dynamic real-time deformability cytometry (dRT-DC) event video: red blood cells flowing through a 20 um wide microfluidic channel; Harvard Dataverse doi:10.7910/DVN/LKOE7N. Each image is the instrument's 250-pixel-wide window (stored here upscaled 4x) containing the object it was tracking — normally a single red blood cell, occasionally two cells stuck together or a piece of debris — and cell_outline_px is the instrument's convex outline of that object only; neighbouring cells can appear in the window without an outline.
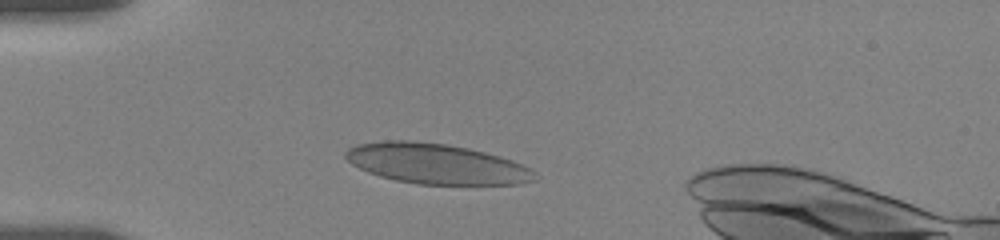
{"species": "human", "species_latin": "Homo sapiens", "temperature_condition": "room temperature", "stored_images_in_passage": 33, "camera_frame_rate_fps": 3000, "um_per_image_px": 0.085, "donor": {"sex": "female"}, "frame": {"image": 1, "passage_image": 4, "time_ms": 2.667, "image_size_px": [1000, 240], "cell_outline_px": [[540, 176], [536, 180], [520, 184], [416, 184], [396, 180], [380, 176], [368, 172], [352, 164], [344, 156], [344, 152], [348, 148], [356, 144], [384, 140], [412, 140], [448, 144], [468, 148], [500, 156], [512, 160], [532, 168]], "centroid_in_image_um": [37.11, 13.91], "position_along_channel_um": 47.9, "area_um2": 44.74}}
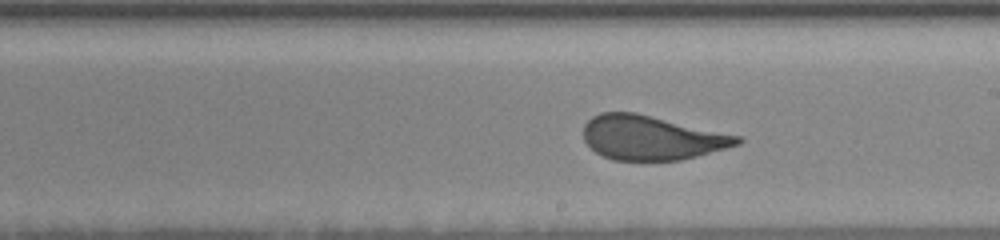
{"frame": {"image": 2, "passage_image": 19, "time_ms": 8.333, "image_size_px": [1000, 240], "cell_outline_px": [[744, 140], [740, 144], [696, 156], [680, 160], [612, 160], [596, 152], [584, 140], [584, 124], [592, 116], [600, 112], [636, 112], [740, 136]], "centroid_in_image_um": [55.36, 11.69], "position_along_channel_um": 233.6, "area_um2": 39.54}}
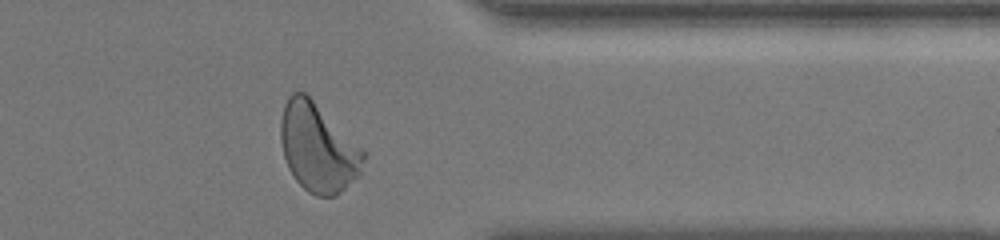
{"frame": {"image": 3, "passage_image": 30, "time_ms": 12.667, "image_size_px": [1000, 240], "cell_outline_px": [[364, 160], [360, 176], [336, 196], [316, 196], [308, 192], [296, 180], [288, 168], [284, 156], [280, 140], [280, 120], [284, 104], [288, 96], [292, 92], [304, 92], [364, 148]], "centroid_in_image_um": [27.04, 12.56], "position_along_channel_um": 384.4, "area_um2": 42.95}, "authors_computed_cell_mechanics": {"area_um2": 41.2692, "velocity_mm_per_s": 3.6345, "shape_relaxation_time_tau1_ms": 4.7986, "shape_relaxation_time_tau2_ms": null, "deformation_change_tau1": 0.1596, "deformation_change_tau2": null}}